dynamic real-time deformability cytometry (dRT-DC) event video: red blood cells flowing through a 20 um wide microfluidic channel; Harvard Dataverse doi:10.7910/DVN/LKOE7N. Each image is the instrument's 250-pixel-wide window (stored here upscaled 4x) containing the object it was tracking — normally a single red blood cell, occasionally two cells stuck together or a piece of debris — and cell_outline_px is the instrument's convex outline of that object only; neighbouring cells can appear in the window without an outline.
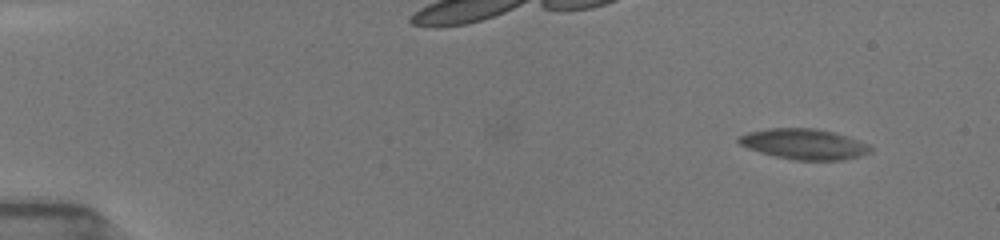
{"species": "common noctule bat (a hibernating species)", "species_latin": "Nyctalus noctula", "temperature_condition": "room temperature", "stored_images_in_passage": 10, "camera_frame_rate_fps": 3000, "um_per_image_px": 0.085, "animal": {"sex": "female", "body_mass_g": 19.5, "forearm_length_mm": 54.1}, "frame": {"image": 1, "passage_image": 1, "time_ms": 0.0, "image_size_px": [1000, 240], "cell_outline_px": [[872, 152], [860, 156], [840, 160], [792, 160], [760, 152], [748, 148], [740, 144], [736, 140], [736, 136], [748, 132], [768, 128], [816, 128], [836, 132], [868, 144], [872, 148]], "centroid_in_image_um": [68.33, 12.24], "position_along_channel_um": 16.7, "area_um2": 23.58}}
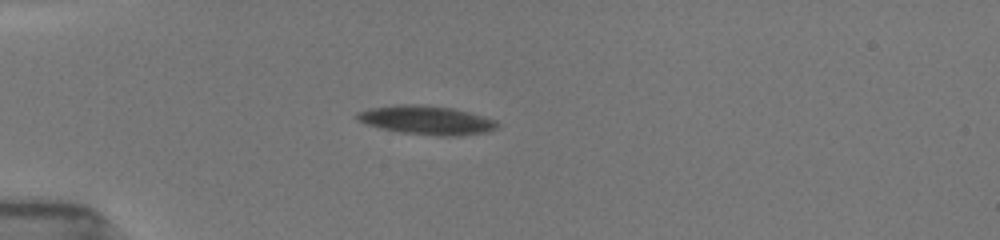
{"frame": {"image": 2, "passage_image": 8, "time_ms": 3.667, "image_size_px": [1000, 240], "cell_outline_px": [[500, 128], [488, 132], [460, 136], [436, 136], [400, 132], [380, 128], [356, 120], [356, 112], [368, 108], [396, 104], [420, 104], [452, 108], [468, 112], [496, 120], [500, 124]], "centroid_in_image_um": [36.27, 10.21], "position_along_channel_um": 48.7, "area_um2": 23.87}}